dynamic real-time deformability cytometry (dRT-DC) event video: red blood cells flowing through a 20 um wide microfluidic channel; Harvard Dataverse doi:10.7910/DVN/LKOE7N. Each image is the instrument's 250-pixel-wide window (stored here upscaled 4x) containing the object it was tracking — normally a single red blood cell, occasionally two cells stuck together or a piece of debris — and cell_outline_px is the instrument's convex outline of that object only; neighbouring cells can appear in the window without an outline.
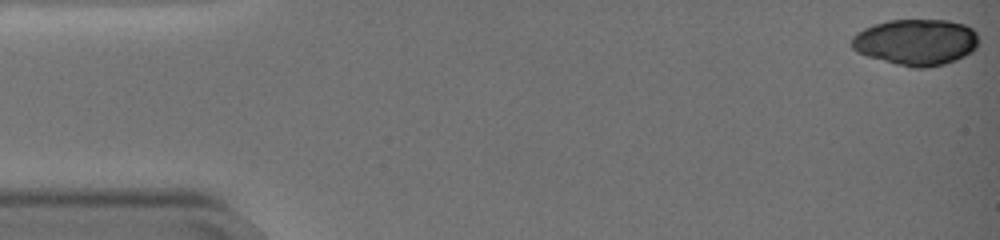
{"species": "common noctule bat (a hibernating species)", "species_latin": "Nyctalus noctula", "temperature_condition": "warm", "stored_images_in_passage": 16, "camera_frame_rate_fps": 3000, "um_per_image_px": 0.085, "animal": {"sex": "female", "body_mass_g": 19.0, "forearm_length_mm": 51.5}, "frame": {"image": 1, "passage_image": 1, "time_ms": 0.0, "image_size_px": [1000, 240], "cell_outline_px": [[980, 40], [976, 48], [972, 52], [956, 60], [944, 64], [928, 68], [912, 68], [896, 64], [868, 56], [856, 52], [852, 48], [852, 36], [856, 32], [864, 28], [888, 20], [948, 20], [964, 24], [972, 28], [976, 32]], "centroid_in_image_um": [77.89, 3.58], "position_along_channel_um": 7.1, "area_um2": 34.45}}